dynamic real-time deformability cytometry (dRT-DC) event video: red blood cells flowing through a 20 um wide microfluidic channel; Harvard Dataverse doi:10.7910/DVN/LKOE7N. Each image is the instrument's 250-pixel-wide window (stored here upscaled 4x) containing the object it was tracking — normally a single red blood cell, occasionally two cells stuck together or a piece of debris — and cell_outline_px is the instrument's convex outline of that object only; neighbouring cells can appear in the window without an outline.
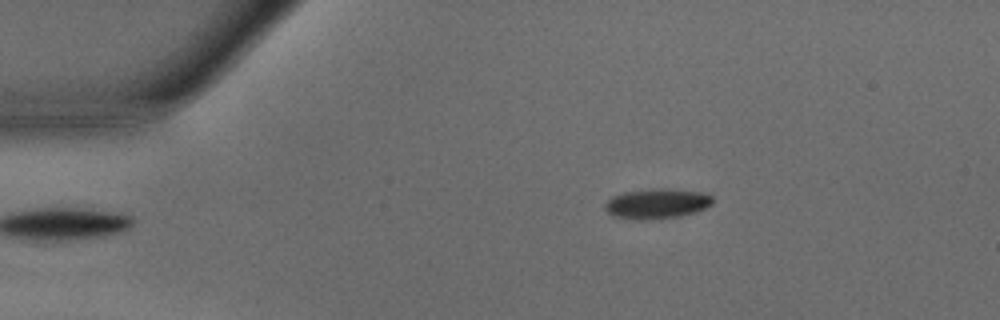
{"species": "common noctule bat (a hibernating species)", "species_latin": "Nyctalus noctula", "temperature_condition": "warm", "stored_images_in_passage": 40, "camera_frame_rate_fps": 3000, "um_per_image_px": 0.085, "animal": {"sex": "male", "body_mass_g": 15.6}, "frame": {"image": 1, "passage_image": 1, "time_ms": 0.0, "image_size_px": [1000, 320], "cell_outline_px": [[712, 204], [696, 212], [676, 216], [652, 220], [636, 220], [612, 216], [604, 208], [604, 204], [612, 196], [624, 192], [652, 188], [664, 188], [704, 192], [712, 196]], "centroid_in_image_um": [55.81, 17.3], "position_along_channel_um": 29.2, "area_um2": 19.02}}
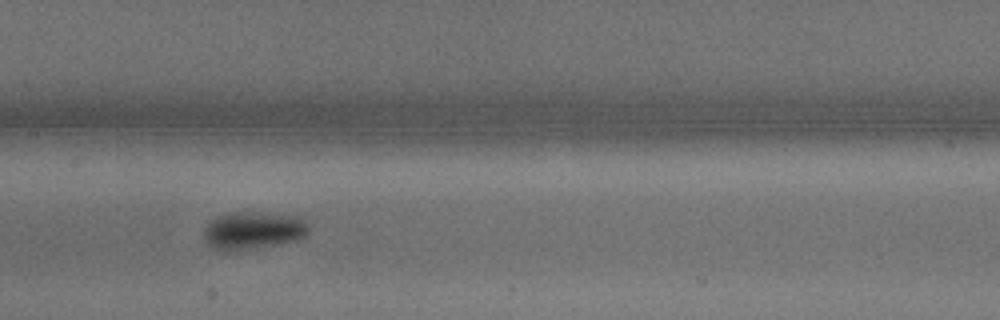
{"frame": {"image": 2, "passage_image": 16, "time_ms": 5.0, "image_size_px": [1000, 320], "cell_outline_px": [[308, 228], [304, 236], [296, 240], [224, 252], [212, 248], [208, 244], [204, 236], [204, 228], [212, 220], [224, 212], [268, 212], [292, 216], [304, 220], [308, 224]], "centroid_in_image_um": [21.46, 19.56], "position_along_channel_um": 185.9, "area_um2": 22.66}}
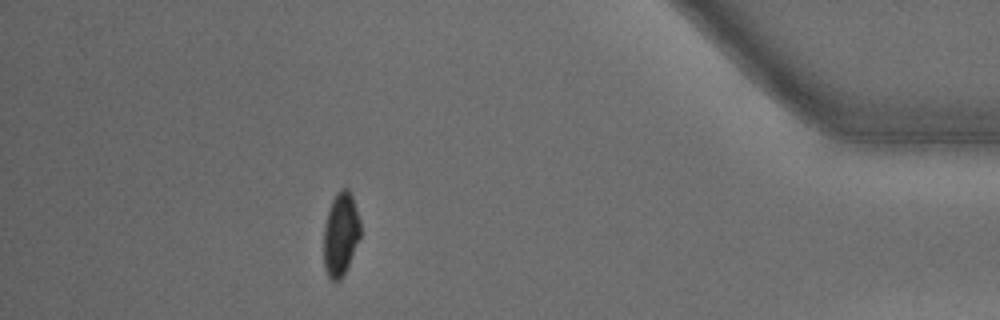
{"frame": {"image": 3, "passage_image": 35, "time_ms": 11.333, "image_size_px": [1000, 320], "cell_outline_px": [[360, 236], [348, 264], [340, 280], [336, 284], [328, 276], [324, 268], [324, 228], [328, 212], [332, 200], [336, 192], [340, 188], [348, 188], [352, 196], [360, 220]], "centroid_in_image_um": [28.95, 19.89], "position_along_channel_um": 406.3, "area_um2": 17.69}, "authors_computed_cell_mechanics": {"area_um2": 19.5075, "velocity_mm_per_s": 4.2309, "shape_relaxation_time_tau1_ms": 2.3554, "shape_relaxation_time_tau2_ms": null, "deformation_change_tau1": 0.1171, "deformation_change_tau2": null}}